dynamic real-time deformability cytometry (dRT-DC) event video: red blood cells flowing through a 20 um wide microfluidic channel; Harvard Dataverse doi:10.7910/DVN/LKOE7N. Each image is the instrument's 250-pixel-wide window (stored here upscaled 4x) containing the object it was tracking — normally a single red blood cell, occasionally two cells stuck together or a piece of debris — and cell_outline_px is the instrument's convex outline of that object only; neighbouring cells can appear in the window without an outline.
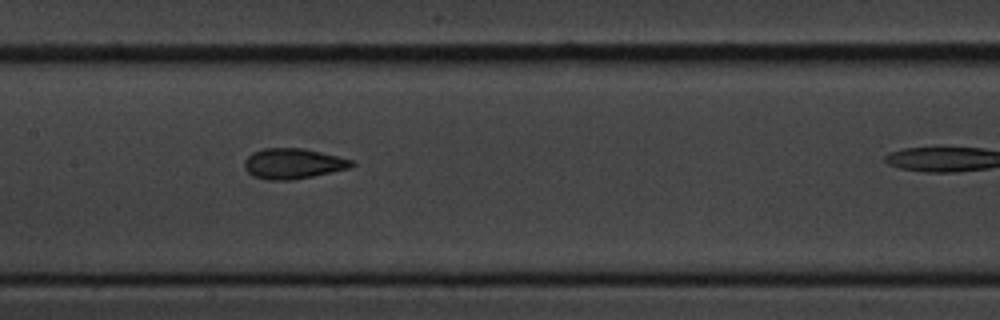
{"species": "common noctule bat (a hibernating species)", "species_latin": "Nyctalus noctula", "temperature_condition": "cold", "stored_images_in_passage": 8, "camera_frame_rate_fps": 3000, "um_per_image_px": 0.085, "animal": {"sex": "male", "body_mass_g": 20.1, "forearm_length_mm": 53.5}, "frame": {"image": 1, "passage_image": 5, "time_ms": 4.333, "image_size_px": [1000, 320], "cell_outline_px": [[356, 164], [352, 168], [292, 180], [268, 180], [252, 176], [244, 168], [244, 160], [252, 152], [264, 148], [304, 148], [352, 160]], "centroid_in_image_um": [24.9, 13.91], "position_along_channel_um": 182.5, "area_um2": 19.07}}
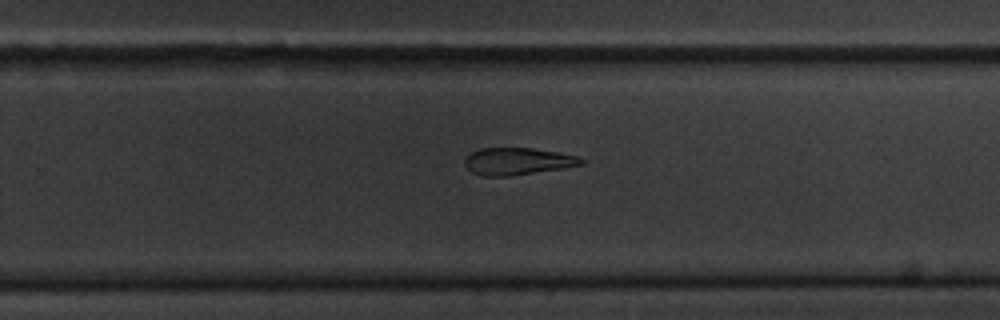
{"frame": {"image": 2, "passage_image": 8, "time_ms": 9.0, "image_size_px": [1000, 320], "cell_outline_px": [[584, 164], [560, 168], [508, 176], [484, 176], [472, 172], [464, 164], [464, 160], [472, 152], [480, 148], [532, 148], [556, 152], [576, 156], [584, 160]], "centroid_in_image_um": [43.95, 13.7], "position_along_channel_um": 285.8, "area_um2": 18.03}}